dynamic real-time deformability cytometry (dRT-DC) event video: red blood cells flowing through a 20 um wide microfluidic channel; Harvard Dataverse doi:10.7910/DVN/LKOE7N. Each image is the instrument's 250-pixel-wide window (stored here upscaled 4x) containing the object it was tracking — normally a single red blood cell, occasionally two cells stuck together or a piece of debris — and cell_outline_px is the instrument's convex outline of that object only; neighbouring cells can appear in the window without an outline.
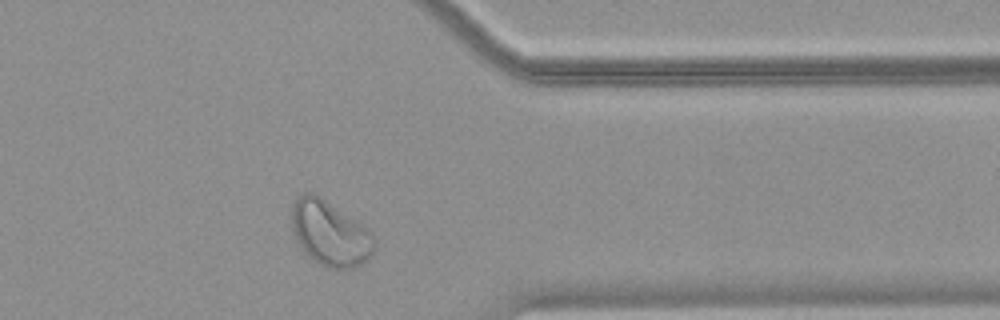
{"species": "common noctule bat (a hibernating species)", "species_latin": "Nyctalus noctula", "temperature_condition": "warm", "stored_images_in_passage": 35, "camera_frame_rate_fps": 3000, "um_per_image_px": 0.085, "animal": {"sex": "female", "body_mass_g": 18.4}, "frame": {"image": 1, "passage_image": 30, "time_ms": 9.667, "image_size_px": [1000, 320], "cell_outline_px": [[376, 248], [372, 256], [368, 260], [352, 268], [328, 268], [312, 260], [304, 252], [296, 240], [292, 232], [292, 208], [296, 196], [304, 192], [316, 192], [368, 228], [372, 232], [376, 240]], "centroid_in_image_um": [28.06, 19.81], "position_along_channel_um": 383.3, "area_um2": 32.02}}